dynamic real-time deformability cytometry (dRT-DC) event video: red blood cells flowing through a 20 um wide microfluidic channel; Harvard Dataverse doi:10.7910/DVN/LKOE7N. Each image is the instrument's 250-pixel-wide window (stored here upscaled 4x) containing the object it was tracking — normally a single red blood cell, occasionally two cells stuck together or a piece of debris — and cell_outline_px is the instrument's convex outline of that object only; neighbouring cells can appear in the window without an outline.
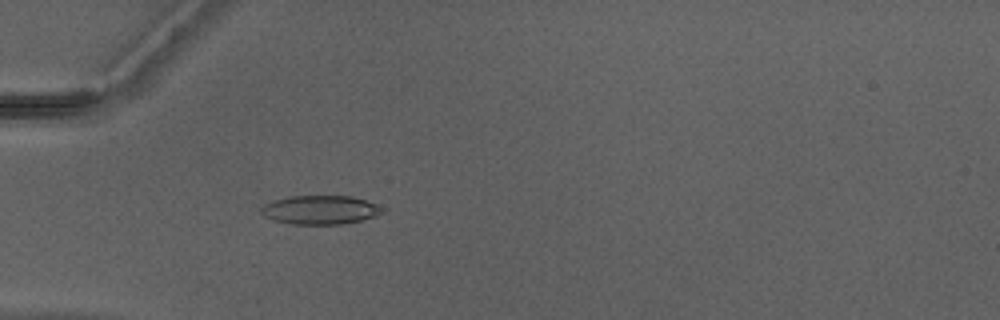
{"species": "Egyptian fruit bat (a non-hibernating species)", "species_latin": "Rousettus aegyptiacus", "temperature_condition": "warm", "stored_images_in_passage": 42, "camera_frame_rate_fps": 3000, "um_per_image_px": 0.085, "animal": {"sex": "male"}, "frame": {"image": 1, "passage_image": 9, "time_ms": 2.667, "image_size_px": [1000, 320], "cell_outline_px": [[384, 212], [376, 216], [344, 224], [292, 224], [272, 220], [264, 216], [260, 212], [260, 208], [264, 204], [272, 200], [288, 196], [352, 196], [376, 204], [384, 208]], "centroid_in_image_um": [27.19, 17.84], "position_along_channel_um": 57.8, "area_um2": 20.52}}
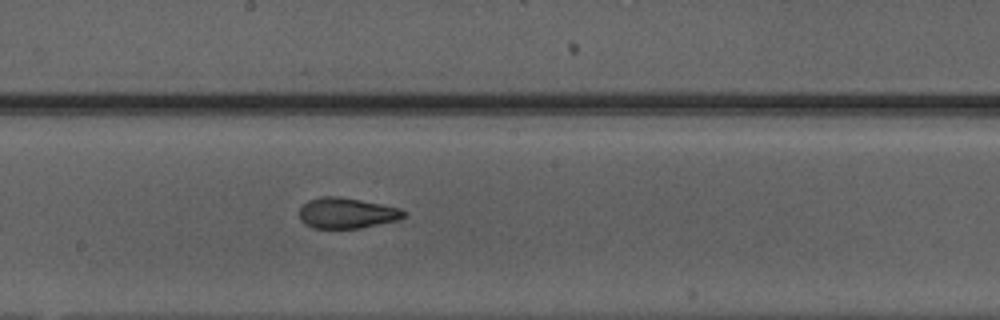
{"frame": {"image": 2, "passage_image": 21, "time_ms": 6.667, "image_size_px": [1000, 320], "cell_outline_px": [[408, 216], [400, 220], [360, 228], [312, 228], [304, 224], [300, 220], [300, 208], [308, 200], [324, 196], [336, 196], [384, 204], [400, 208], [408, 212]], "centroid_in_image_um": [29.53, 18.12], "position_along_channel_um": 218.7, "area_um2": 18.9}}
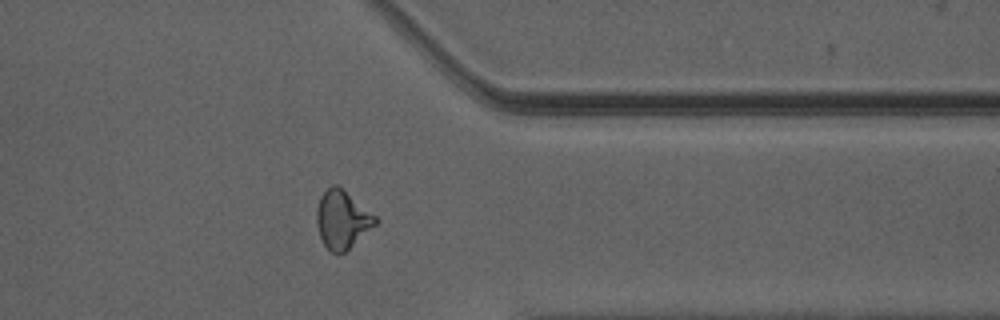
{"frame": {"image": 3, "passage_image": 33, "time_ms": 10.667, "image_size_px": [1000, 320], "cell_outline_px": [[380, 220], [376, 224], [344, 252], [332, 252], [324, 244], [320, 236], [316, 224], [316, 208], [320, 196], [332, 184], [336, 184], [376, 216]], "centroid_in_image_um": [29.06, 18.64], "position_along_channel_um": 382.3, "area_um2": 19.48}, "authors_computed_cell_mechanics": {"area_um2": 19.1607, "velocity_mm_per_s": 4.2407, "shape_relaxation_time_tau1_ms": null, "shape_relaxation_time_tau2_ms": 1.3587, "deformation_change_tau1": null, "deformation_change_tau2": 0.0806}}